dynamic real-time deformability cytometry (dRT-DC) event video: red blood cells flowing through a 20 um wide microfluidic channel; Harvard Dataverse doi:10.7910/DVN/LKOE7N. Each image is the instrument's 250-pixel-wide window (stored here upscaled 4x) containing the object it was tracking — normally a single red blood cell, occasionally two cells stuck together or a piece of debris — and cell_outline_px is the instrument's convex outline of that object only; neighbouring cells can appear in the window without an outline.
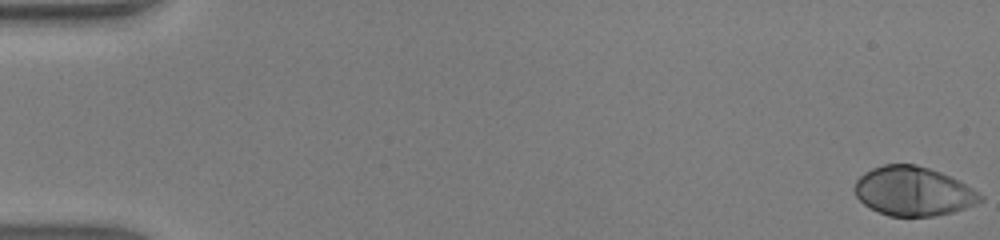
{"species": "human", "species_latin": "Homo sapiens", "temperature_condition": "warm", "stored_images_in_passage": 49, "camera_frame_rate_fps": 3000, "um_per_image_px": 0.085, "donor": {"sex": "male"}, "frame": {"image": 1, "passage_image": 1, "time_ms": 0.0, "image_size_px": [1000, 240], "cell_outline_px": [[984, 200], [976, 204], [952, 212], [936, 216], [888, 216], [868, 208], [856, 196], [852, 188], [856, 180], [864, 172], [872, 168], [884, 164], [916, 164], [940, 172], [960, 180], [984, 196]], "centroid_in_image_um": [77.61, 16.26], "position_along_channel_um": 7.4, "area_um2": 36.3}}
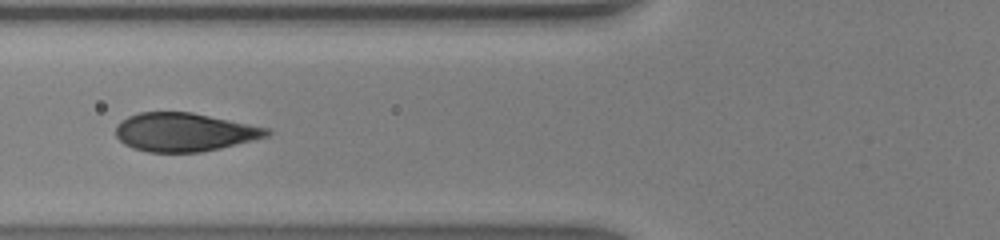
{"frame": {"image": 2, "passage_image": 20, "time_ms": 6.333, "image_size_px": [1000, 240], "cell_outline_px": [[272, 132], [268, 136], [220, 148], [200, 152], [148, 152], [132, 148], [124, 144], [116, 136], [116, 124], [120, 120], [128, 116], [140, 112], [192, 112], [272, 128]], "centroid_in_image_um": [15.67, 11.22], "position_along_channel_um": 110.1, "area_um2": 34.1}}
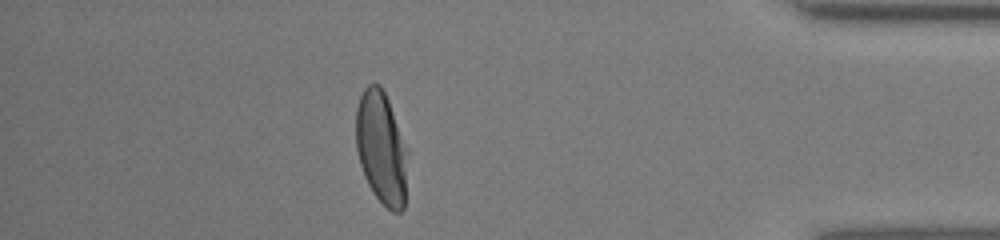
{"frame": {"image": 3, "passage_image": 43, "time_ms": 14.0, "image_size_px": [1000, 240], "cell_outline_px": [[408, 152], [404, 208], [400, 212], [392, 212], [372, 192], [364, 176], [360, 164], [356, 148], [356, 108], [360, 96], [364, 88], [368, 84], [380, 84], [388, 100], [408, 148]], "centroid_in_image_um": [32.42, 12.57], "position_along_channel_um": 402.8, "area_um2": 34.16}, "authors_computed_cell_mechanics": {"area_um2": 35.547, "velocity_mm_per_s": 4.3246, "shape_relaxation_time_tau1_ms": 2.8643, "shape_relaxation_time_tau2_ms": null, "deformation_change_tau1": 0.1942, "deformation_change_tau2": null}}